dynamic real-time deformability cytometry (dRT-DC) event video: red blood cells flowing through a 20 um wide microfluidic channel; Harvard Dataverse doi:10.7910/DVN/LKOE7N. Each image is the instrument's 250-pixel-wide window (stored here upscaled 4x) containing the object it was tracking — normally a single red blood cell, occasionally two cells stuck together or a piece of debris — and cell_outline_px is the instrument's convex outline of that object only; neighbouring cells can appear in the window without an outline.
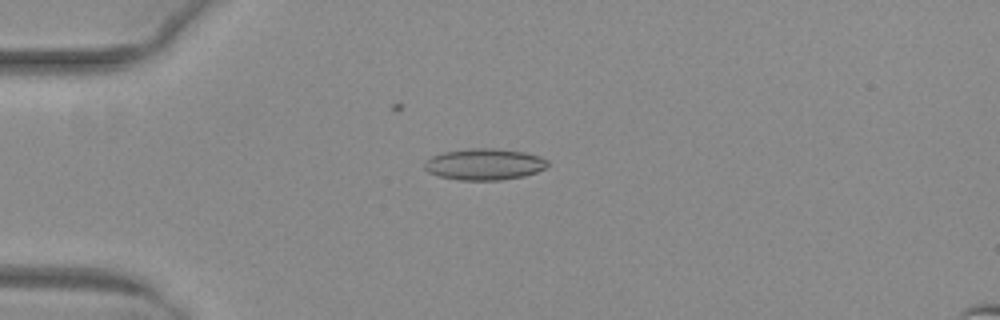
{"species": "common noctule bat (a hibernating species)", "species_latin": "Nyctalus noctula", "temperature_condition": "warm", "stored_images_in_passage": 48, "camera_frame_rate_fps": 3000, "um_per_image_px": 0.085, "animal": {"sex": "female", "body_mass_g": 29.2, "forearm_length_mm": 56.3}, "frame": {"image": 1, "passage_image": 10, "time_ms": 3.0, "image_size_px": [1000, 320], "cell_outline_px": [[548, 164], [544, 168], [536, 172], [524, 176], [500, 180], [460, 180], [440, 176], [428, 172], [424, 168], [424, 160], [432, 156], [444, 152], [472, 148], [496, 148], [524, 152], [540, 156], [548, 160]], "centroid_in_image_um": [41.16, 13.96], "position_along_channel_um": 43.8, "area_um2": 22.54}}
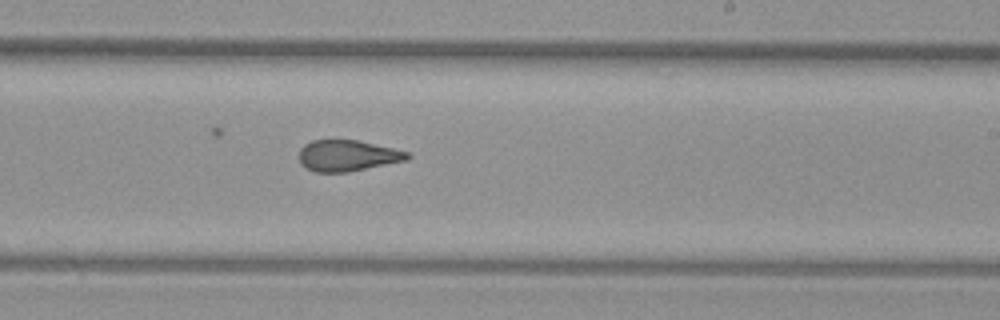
{"frame": {"image": 2, "passage_image": 28, "time_ms": 9.0, "image_size_px": [1000, 320], "cell_outline_px": [[412, 156], [408, 160], [348, 172], [316, 172], [304, 168], [300, 164], [300, 148], [304, 144], [312, 140], [356, 140], [392, 148], [408, 152]], "centroid_in_image_um": [29.52, 13.24], "position_along_channel_um": 259.5, "area_um2": 19.65}}
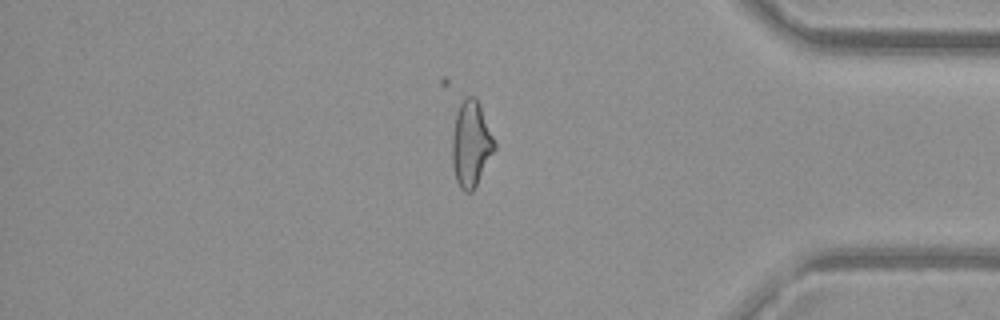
{"frame": {"image": 3, "passage_image": 40, "time_ms": 13.0, "image_size_px": [1000, 320], "cell_outline_px": [[496, 148], [472, 192], [464, 192], [460, 188], [456, 180], [452, 164], [452, 136], [456, 112], [460, 104], [468, 96], [472, 96], [480, 104], [496, 144]], "centroid_in_image_um": [40.03, 12.25], "position_along_channel_um": 395.2, "area_um2": 20.98}, "authors_computed_cell_mechanics": {"area_um2": 20.9814, "velocity_mm_per_s": 4.0464, "shape_relaxation_time_tau1_ms": null, "shape_relaxation_time_tau2_ms": 1.8886, "deformation_change_tau1": null, "deformation_change_tau2": 0.0938}}